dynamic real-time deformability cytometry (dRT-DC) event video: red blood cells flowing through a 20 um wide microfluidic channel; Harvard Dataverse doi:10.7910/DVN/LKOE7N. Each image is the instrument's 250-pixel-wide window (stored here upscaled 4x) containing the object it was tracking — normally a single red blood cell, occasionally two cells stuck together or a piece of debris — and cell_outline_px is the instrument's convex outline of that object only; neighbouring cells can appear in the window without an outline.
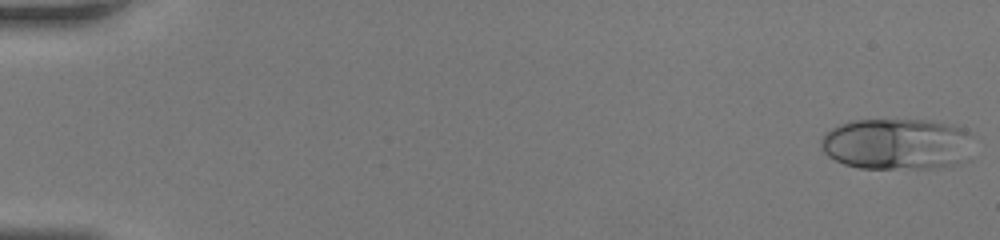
{"species": "human", "species_latin": "Homo sapiens", "temperature_condition": "room temperature", "stored_images_in_passage": 19, "camera_frame_rate_fps": 3000, "um_per_image_px": 0.085, "donor": {"sex": "female"}, "frame": {"image": 1, "passage_image": 1, "time_ms": 0.0, "image_size_px": [1000, 240], "cell_outline_px": [[968, 132], [956, 164], [932, 168], [860, 168], [844, 164], [828, 156], [820, 148], [820, 140], [824, 132], [848, 120], [932, 120], [952, 124], [964, 128]], "centroid_in_image_um": [76.03, 12.21], "position_along_channel_um": 9.0, "area_um2": 44.56}}
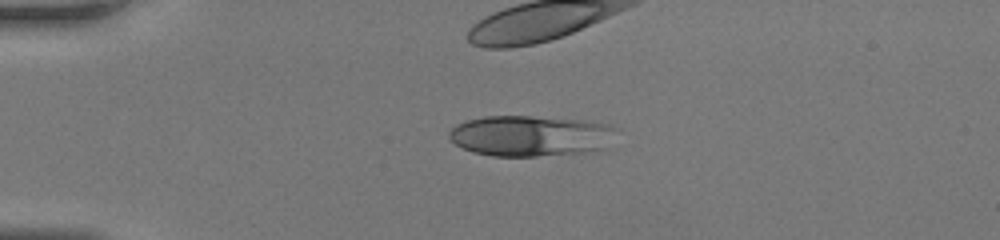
{"frame": {"image": 2, "passage_image": 12, "time_ms": 3.667, "image_size_px": [1000, 240], "cell_outline_px": [[612, 148], [596, 152], [536, 156], [492, 156], [472, 152], [456, 144], [448, 136], [448, 132], [456, 124], [468, 120], [484, 116], [532, 116], [584, 120], [612, 124]], "centroid_in_image_um": [45.15, 11.56], "position_along_channel_um": 39.8, "area_um2": 40.29}}